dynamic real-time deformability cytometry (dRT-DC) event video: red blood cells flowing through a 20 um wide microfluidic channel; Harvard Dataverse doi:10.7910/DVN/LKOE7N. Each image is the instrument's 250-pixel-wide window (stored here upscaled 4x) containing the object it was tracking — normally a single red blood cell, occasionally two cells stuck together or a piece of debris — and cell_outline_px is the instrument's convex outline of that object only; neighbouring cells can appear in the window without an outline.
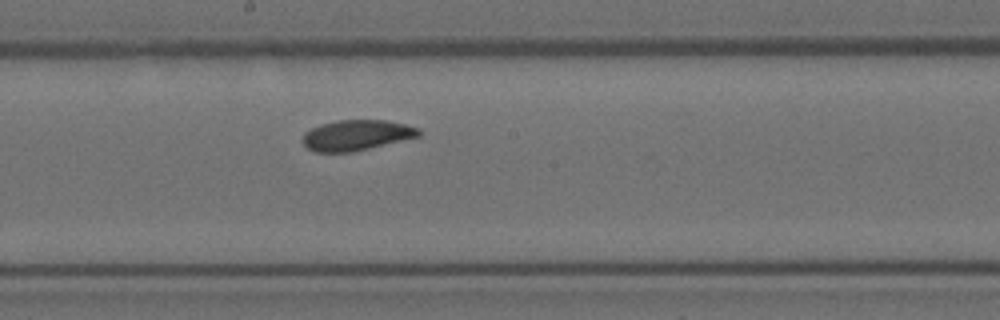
{"species": "Egyptian fruit bat (a non-hibernating species)", "species_latin": "Rousettus aegyptiacus", "temperature_condition": "room temperature", "stored_images_in_passage": 7, "camera_frame_rate_fps": 3000, "um_per_image_px": 0.085, "animal": {"sex": "female"}, "frame": {"image": 1, "passage_image": 7, "time_ms": 2.0, "image_size_px": [1000, 320], "cell_outline_px": [[420, 136], [352, 152], [316, 152], [308, 148], [304, 144], [304, 132], [320, 124], [336, 120], [388, 120], [420, 128]], "centroid_in_image_um": [30.31, 11.48], "position_along_channel_um": 217.9, "area_um2": 20.52}}